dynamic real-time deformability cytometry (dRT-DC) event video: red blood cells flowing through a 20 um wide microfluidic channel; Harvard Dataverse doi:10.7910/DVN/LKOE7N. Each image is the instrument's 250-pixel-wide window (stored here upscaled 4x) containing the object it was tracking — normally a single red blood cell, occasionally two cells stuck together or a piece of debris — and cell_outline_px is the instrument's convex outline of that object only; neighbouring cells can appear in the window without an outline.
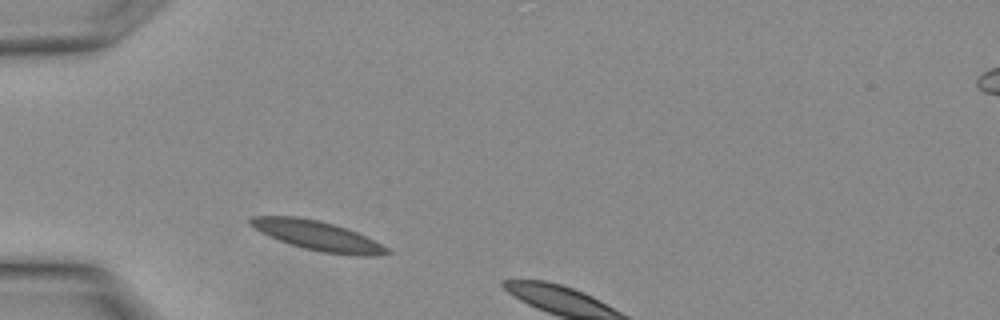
{"species": "Egyptian fruit bat (a non-hibernating species)", "species_latin": "Rousettus aegyptiacus", "temperature_condition": "warm", "stored_images_in_passage": 3, "camera_frame_rate_fps": 3000, "um_per_image_px": 0.085, "animal": {"sex": "female"}, "frame": {"image": 1, "passage_image": 2, "time_ms": 0.333, "image_size_px": [1000, 320], "cell_outline_px": [[392, 252], [376, 256], [356, 256], [324, 252], [304, 248], [280, 240], [260, 232], [248, 224], [248, 220], [252, 216], [300, 216], [320, 220], [356, 232], [388, 248]], "centroid_in_image_um": [26.96, 20.02], "position_along_channel_um": 58.0, "area_um2": 23.18}}